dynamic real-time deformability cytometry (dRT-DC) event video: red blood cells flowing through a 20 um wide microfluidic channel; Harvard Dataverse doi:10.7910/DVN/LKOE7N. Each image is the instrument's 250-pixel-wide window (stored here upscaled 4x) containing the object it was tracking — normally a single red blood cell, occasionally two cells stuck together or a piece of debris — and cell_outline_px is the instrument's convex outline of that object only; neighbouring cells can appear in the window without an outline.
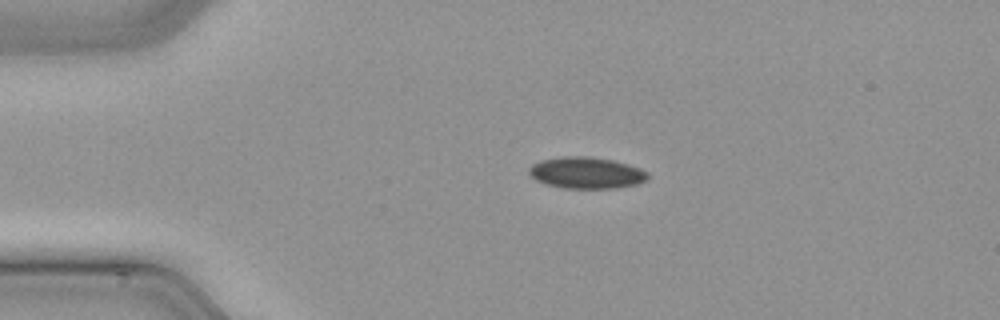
{"species": "common noctule bat (a hibernating species)", "species_latin": "Nyctalus noctula", "temperature_condition": "cold", "stored_images_in_passage": 48, "camera_frame_rate_fps": 3000, "um_per_image_px": 0.085, "animal": {"sex": "male", "body_mass_g": 21.5, "forearm_length_mm": 52.0}, "frame": {"image": 1, "passage_image": 10, "time_ms": 3.0, "image_size_px": [1000, 320], "cell_outline_px": [[648, 180], [640, 184], [616, 188], [564, 188], [544, 184], [536, 180], [528, 172], [528, 168], [532, 164], [540, 160], [564, 156], [588, 156], [612, 160], [628, 164], [640, 168], [648, 172]], "centroid_in_image_um": [49.85, 14.69], "position_along_channel_um": 35.1, "area_um2": 22.02}}
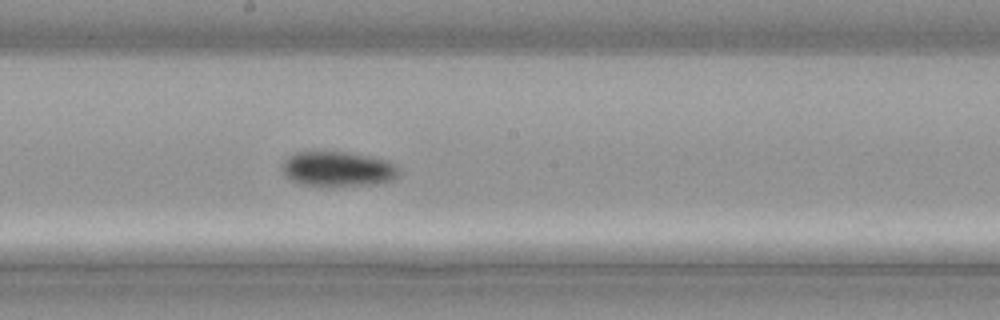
{"frame": {"image": 2, "passage_image": 26, "time_ms": 8.333, "image_size_px": [1000, 320], "cell_outline_px": [[400, 172], [392, 180], [376, 184], [332, 188], [328, 188], [300, 184], [284, 176], [280, 168], [280, 164], [292, 152], [316, 148], [348, 152], [388, 160], [396, 164]], "centroid_in_image_um": [28.62, 14.34], "position_along_channel_um": 219.6, "area_um2": 25.49}}
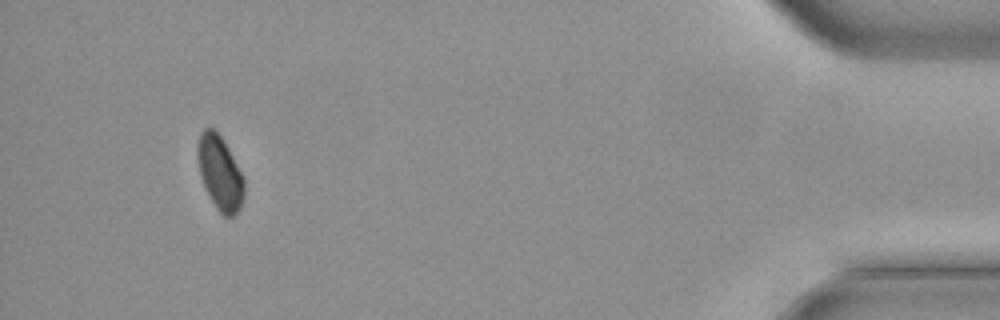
{"frame": {"image": 3, "passage_image": 45, "time_ms": 14.667, "image_size_px": [1000, 320], "cell_outline_px": [[244, 196], [240, 208], [232, 216], [224, 216], [216, 208], [200, 176], [200, 132], [204, 128], [216, 128], [224, 140], [244, 180]], "centroid_in_image_um": [18.73, 14.7], "position_along_channel_um": 416.5, "area_um2": 19.31}}